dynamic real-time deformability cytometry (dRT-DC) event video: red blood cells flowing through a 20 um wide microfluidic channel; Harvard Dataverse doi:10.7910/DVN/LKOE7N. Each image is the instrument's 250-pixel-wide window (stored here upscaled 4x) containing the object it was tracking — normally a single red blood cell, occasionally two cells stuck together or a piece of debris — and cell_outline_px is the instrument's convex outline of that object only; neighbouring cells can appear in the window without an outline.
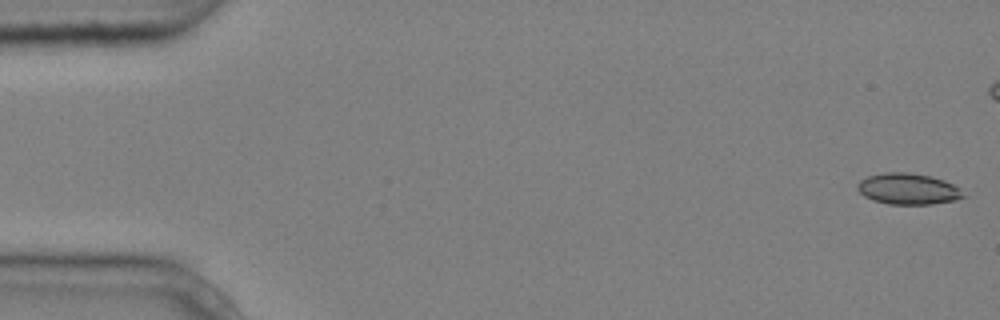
{"species": "common noctule bat (a hibernating species)", "species_latin": "Nyctalus noctula", "temperature_condition": "cold", "stored_images_in_passage": 5, "camera_frame_rate_fps": 3000, "um_per_image_px": 0.085, "animal": {"sex": "male", "body_mass_g": 20.4}, "frame": {"image": 1, "passage_image": 1, "time_ms": 0.0, "image_size_px": [1000, 320], "cell_outline_px": [[964, 196], [952, 200], [932, 204], [888, 204], [872, 200], [864, 196], [856, 188], [856, 184], [860, 180], [868, 176], [884, 172], [908, 172], [928, 176], [944, 180], [960, 188]], "centroid_in_image_um": [77.13, 16.05], "position_along_channel_um": 7.9, "area_um2": 19.07}}